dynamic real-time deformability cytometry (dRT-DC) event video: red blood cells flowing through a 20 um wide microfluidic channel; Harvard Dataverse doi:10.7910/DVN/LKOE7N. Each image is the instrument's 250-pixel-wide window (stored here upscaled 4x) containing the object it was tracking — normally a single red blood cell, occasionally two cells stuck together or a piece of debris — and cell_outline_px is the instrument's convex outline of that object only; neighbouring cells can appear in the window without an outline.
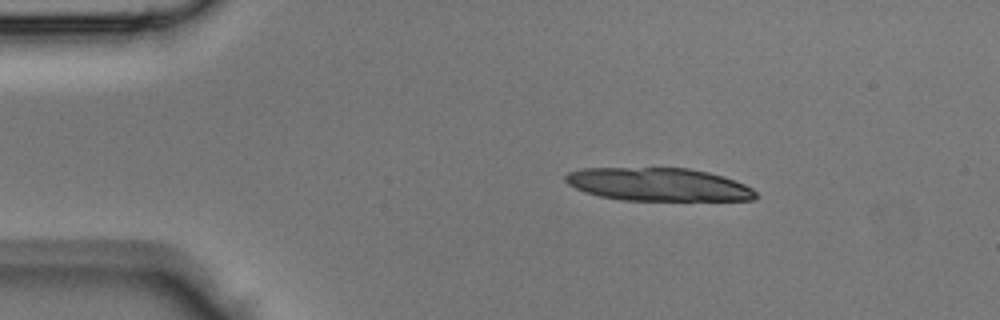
{"species": "Egyptian fruit bat (a non-hibernating species)", "species_latin": "Rousettus aegyptiacus", "temperature_condition": "room temperature", "stored_images_in_passage": 6, "camera_frame_rate_fps": 3000, "um_per_image_px": 0.085, "animal": {"sex": "male"}, "frame": {"image": 1, "passage_image": 1, "time_ms": 0.0, "image_size_px": [1000, 320], "cell_outline_px": [[756, 200], [624, 200], [600, 196], [584, 192], [568, 184], [564, 180], [564, 176], [568, 172], [580, 168], [688, 168], [708, 172], [724, 176], [744, 184], [752, 188], [756, 192]], "centroid_in_image_um": [55.94, 15.67], "position_along_channel_um": 29.1, "area_um2": 36.7}}